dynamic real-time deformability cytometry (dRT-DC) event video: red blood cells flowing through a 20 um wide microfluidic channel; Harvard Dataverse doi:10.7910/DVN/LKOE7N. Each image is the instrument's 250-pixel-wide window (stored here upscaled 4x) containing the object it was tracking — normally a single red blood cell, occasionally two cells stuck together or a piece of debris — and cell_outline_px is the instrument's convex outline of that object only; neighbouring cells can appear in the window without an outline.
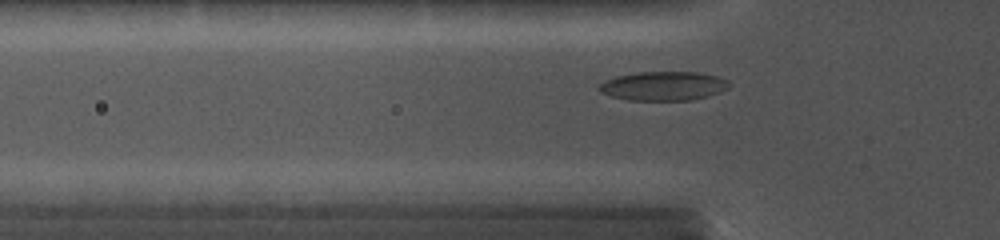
{"species": "common noctule bat (a hibernating species)", "species_latin": "Nyctalus noctula", "temperature_condition": "cold", "stored_images_in_passage": 38, "camera_frame_rate_fps": 5000, "um_per_image_px": 0.085, "animal": {"sex": "female", "body_mass_g": 19.0, "forearm_length_mm": 56.7}, "frame": {"image": 1, "passage_image": 8, "time_ms": 3.0, "image_size_px": [1000, 240], "cell_outline_px": [[732, 84], [728, 88], [720, 92], [708, 96], [692, 100], [628, 100], [612, 96], [600, 92], [596, 88], [604, 80], [616, 76], [636, 72], [700, 72], [716, 76], [728, 80]], "centroid_in_image_um": [56.39, 7.3], "position_along_channel_um": 69.4, "area_um2": 22.2}}
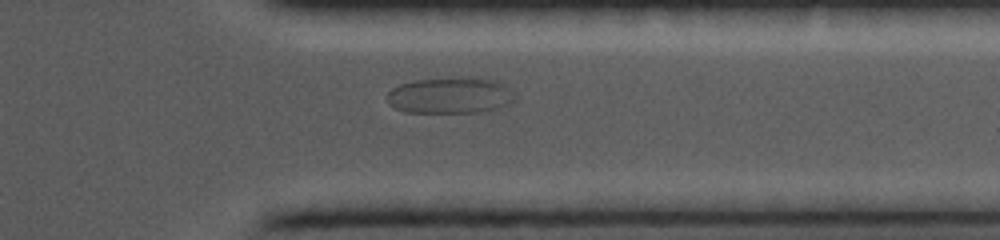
{"frame": {"image": 2, "passage_image": 31, "time_ms": 11.2, "image_size_px": [1000, 240], "cell_outline_px": [[516, 100], [508, 104], [484, 112], [404, 112], [388, 104], [388, 92], [392, 88], [400, 84], [416, 80], [460, 76], [476, 76], [496, 80], [504, 84], [516, 96]], "centroid_in_image_um": [38.3, 8.08], "position_along_channel_um": 373.1, "area_um2": 27.4}}
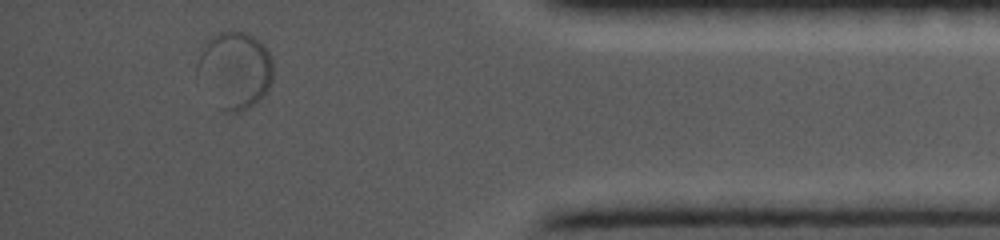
{"frame": {"image": 3, "passage_image": 36, "time_ms": 13.0, "image_size_px": [1000, 240], "cell_outline_px": [[272, 80], [264, 96], [256, 104], [240, 112], [228, 112], [220, 108], [196, 76], [196, 64], [200, 52], [208, 40], [212, 36], [220, 32], [244, 32], [260, 40], [268, 52], [272, 60]], "centroid_in_image_um": [19.96, 5.97], "position_along_channel_um": 415.2, "area_um2": 33.99}}